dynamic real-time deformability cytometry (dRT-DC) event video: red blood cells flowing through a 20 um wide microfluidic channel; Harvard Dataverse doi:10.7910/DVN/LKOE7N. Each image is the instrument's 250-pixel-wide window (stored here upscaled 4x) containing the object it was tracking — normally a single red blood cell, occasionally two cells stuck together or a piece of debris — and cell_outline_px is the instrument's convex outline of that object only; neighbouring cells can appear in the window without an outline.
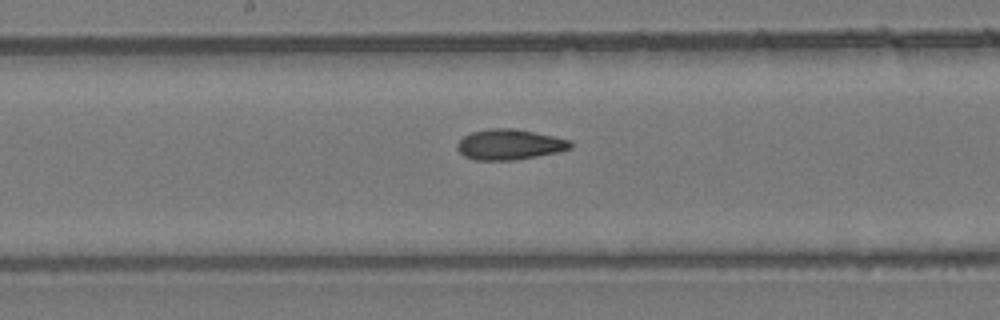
{"species": "common noctule bat (a hibernating species)", "species_latin": "Nyctalus noctula", "temperature_condition": "room temperature", "stored_images_in_passage": 7, "segment_of_instrument_passage": [2, 2], "camera_frame_rate_fps": 3000, "um_per_image_px": 0.085, "animal": {"sex": "female", "body_mass_g": 24.6, "forearm_length_mm": 56.2}, "frame": {"image": 1, "passage_image": 7, "time_ms": 8.0, "image_size_px": [1000, 320], "cell_outline_px": [[572, 148], [556, 152], [536, 156], [512, 160], [476, 160], [464, 156], [456, 148], [456, 144], [464, 136], [472, 132], [488, 128], [512, 128], [552, 136], [568, 140], [572, 144]], "centroid_in_image_um": [43.26, 12.28], "position_along_channel_um": 204.9, "area_um2": 19.83}}